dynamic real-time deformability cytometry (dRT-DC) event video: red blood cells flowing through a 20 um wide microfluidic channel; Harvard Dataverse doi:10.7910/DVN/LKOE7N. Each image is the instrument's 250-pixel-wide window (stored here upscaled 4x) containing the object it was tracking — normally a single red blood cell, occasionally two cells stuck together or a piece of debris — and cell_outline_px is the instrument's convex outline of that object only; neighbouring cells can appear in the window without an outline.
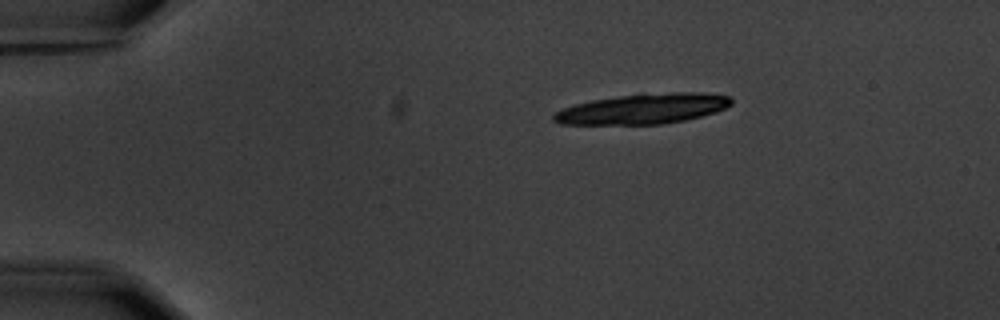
{"species": "common noctule bat (a hibernating species)", "species_latin": "Nyctalus noctula", "temperature_condition": "warm", "stored_images_in_passage": 3, "camera_frame_rate_fps": 3000, "um_per_image_px": 0.085, "animal": {"sex": "male", "body_mass_g": 20.1, "forearm_length_mm": 53.5}, "frame": {"image": 1, "passage_image": 1, "time_ms": 0.0, "image_size_px": [1000, 320], "cell_outline_px": [[732, 104], [716, 112], [684, 120], [660, 124], [560, 124], [552, 120], [552, 116], [556, 112], [564, 108], [576, 104], [592, 100], [620, 96], [672, 92], [704, 92], [732, 96]], "centroid_in_image_um": [54.7, 9.24], "position_along_channel_um": 30.3, "area_um2": 31.04}}